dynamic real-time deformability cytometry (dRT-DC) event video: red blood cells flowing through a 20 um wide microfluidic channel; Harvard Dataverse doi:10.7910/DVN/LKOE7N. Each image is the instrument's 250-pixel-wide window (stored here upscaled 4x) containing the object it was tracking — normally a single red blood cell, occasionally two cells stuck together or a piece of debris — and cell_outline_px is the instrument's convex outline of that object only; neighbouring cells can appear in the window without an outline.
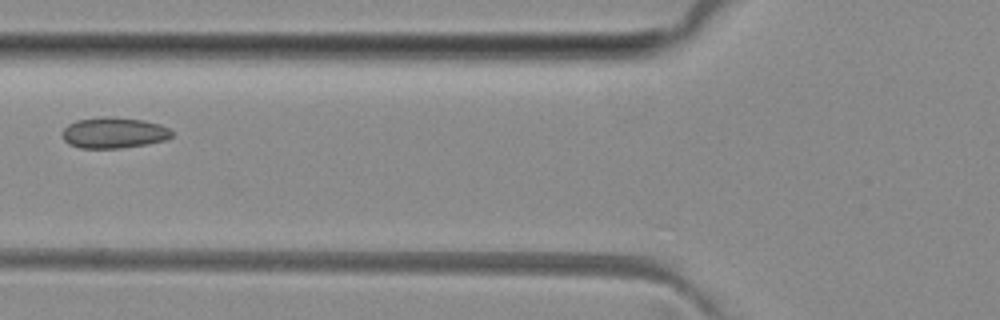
{"species": "common noctule bat (a hibernating species)", "species_latin": "Nyctalus noctula", "temperature_condition": "room temperature", "stored_images_in_passage": 3, "camera_frame_rate_fps": 3000, "um_per_image_px": 0.085, "animal": {"sex": "female", "body_mass_g": 29.2, "forearm_length_mm": 56.3}, "frame": {"image": 1, "passage_image": 2, "time_ms": 1.333, "image_size_px": [1000, 320], "cell_outline_px": [[172, 136], [164, 140], [148, 144], [120, 148], [80, 148], [68, 144], [64, 140], [64, 128], [68, 124], [76, 120], [104, 116], [112, 116], [144, 120], [160, 124], [168, 128], [172, 132]], "centroid_in_image_um": [9.68, 11.28], "position_along_channel_um": 116.1, "area_um2": 19.77}}
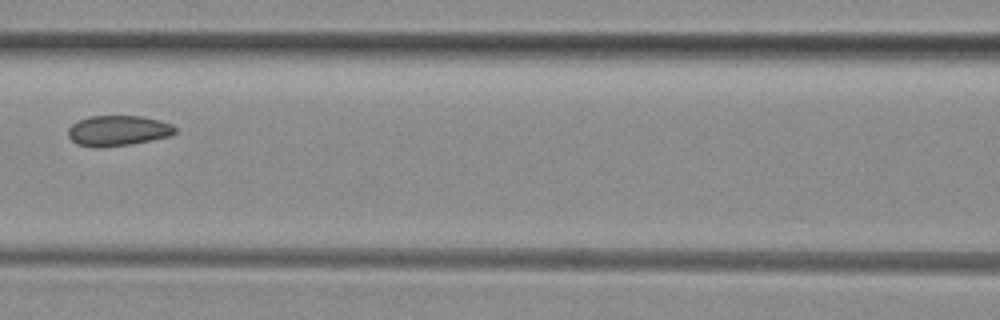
{"frame": {"image": 2, "passage_image": 3, "time_ms": 2.333, "image_size_px": [1000, 320], "cell_outline_px": [[176, 132], [172, 136], [128, 144], [76, 144], [68, 136], [68, 128], [72, 124], [88, 116], [140, 116], [160, 120], [172, 124], [176, 128]], "centroid_in_image_um": [10.09, 11.05], "position_along_channel_um": 156.5, "area_um2": 18.21}}